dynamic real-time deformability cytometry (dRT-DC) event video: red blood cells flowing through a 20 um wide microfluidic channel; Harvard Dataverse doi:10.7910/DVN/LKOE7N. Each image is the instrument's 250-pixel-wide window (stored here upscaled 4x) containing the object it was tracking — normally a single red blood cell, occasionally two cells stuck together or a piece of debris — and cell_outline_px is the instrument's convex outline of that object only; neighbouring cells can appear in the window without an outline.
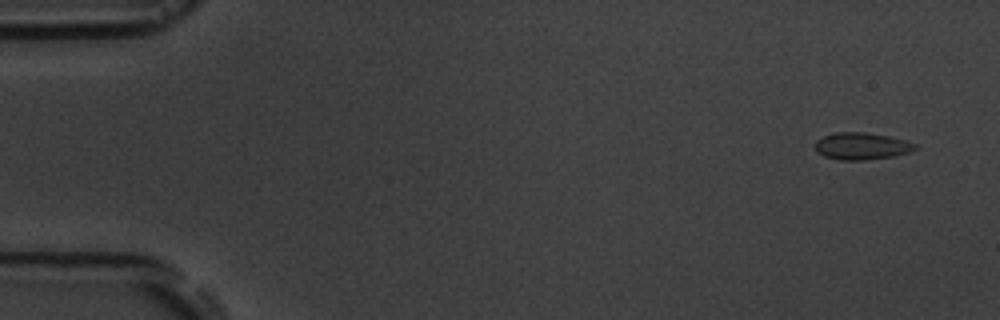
{"species": "common noctule bat (a hibernating species)", "species_latin": "Nyctalus noctula", "temperature_condition": "room temperature", "stored_images_in_passage": 5, "camera_frame_rate_fps": 3000, "um_per_image_px": 0.085, "animal": {"sex": "male", "body_mass_g": 19.5, "forearm_length_mm": 54.6}, "frame": {"image": 1, "passage_image": 1, "time_ms": 0.0, "image_size_px": [1000, 320], "cell_outline_px": [[916, 148], [908, 152], [892, 156], [864, 160], [840, 160], [824, 156], [816, 152], [816, 140], [824, 136], [836, 132], [864, 132], [888, 136], [904, 140], [916, 144]], "centroid_in_image_um": [73.2, 12.42], "position_along_channel_um": 11.8, "area_um2": 15.55}}
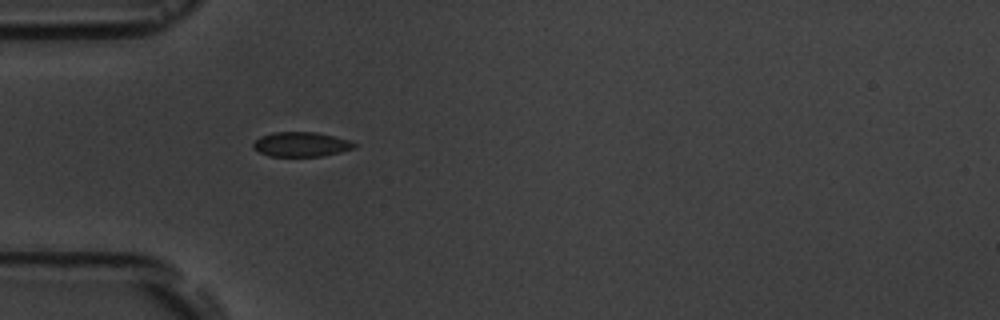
{"frame": {"image": 2, "passage_image": 5, "time_ms": 4.667, "image_size_px": [1000, 320], "cell_outline_px": [[356, 148], [324, 156], [268, 156], [252, 148], [252, 144], [260, 136], [272, 132], [316, 132], [348, 140], [356, 144]], "centroid_in_image_um": [25.57, 12.27], "position_along_channel_um": 59.4, "area_um2": 14.51}}